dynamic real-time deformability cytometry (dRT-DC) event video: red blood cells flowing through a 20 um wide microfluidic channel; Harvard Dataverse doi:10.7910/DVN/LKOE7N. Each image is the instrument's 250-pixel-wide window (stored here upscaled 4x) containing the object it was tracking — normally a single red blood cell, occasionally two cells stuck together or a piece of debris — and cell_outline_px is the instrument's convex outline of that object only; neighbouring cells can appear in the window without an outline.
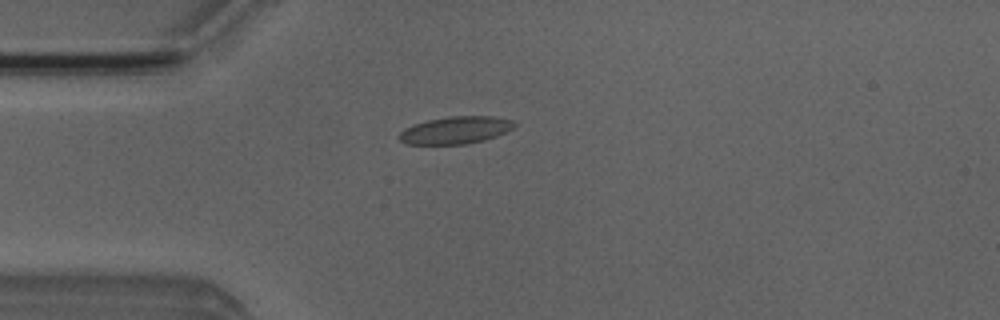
{"species": "Egyptian fruit bat (a non-hibernating species)", "species_latin": "Rousettus aegyptiacus", "temperature_condition": "room temperature", "stored_images_in_passage": 3, "camera_frame_rate_fps": 3000, "um_per_image_px": 0.085, "animal": {"sex": "male"}, "frame": {"image": 1, "passage_image": 1, "time_ms": 0.0, "image_size_px": [1000, 320], "cell_outline_px": [[516, 124], [512, 128], [496, 136], [484, 140], [464, 144], [408, 144], [400, 140], [396, 136], [404, 128], [412, 124], [428, 120], [448, 116], [492, 116], [512, 120]], "centroid_in_image_um": [38.67, 11.06], "position_along_channel_um": 46.3, "area_um2": 18.32}}